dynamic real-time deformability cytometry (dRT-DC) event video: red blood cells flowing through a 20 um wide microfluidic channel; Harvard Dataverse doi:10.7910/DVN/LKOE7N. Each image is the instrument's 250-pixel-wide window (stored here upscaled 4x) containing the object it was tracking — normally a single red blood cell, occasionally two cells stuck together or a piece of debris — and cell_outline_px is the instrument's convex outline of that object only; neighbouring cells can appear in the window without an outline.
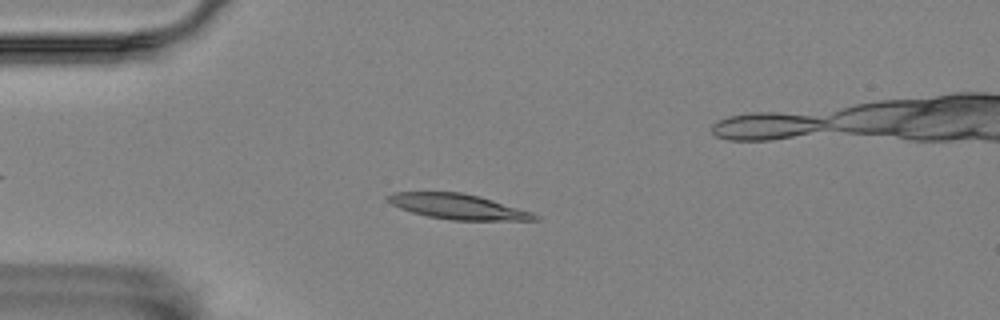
{"species": "Egyptian fruit bat (a non-hibernating species)", "species_latin": "Rousettus aegyptiacus", "temperature_condition": "room temperature", "stored_images_in_passage": 7, "camera_frame_rate_fps": 3000, "um_per_image_px": 0.085, "animal": {"sex": "female"}, "frame": {"image": 1, "passage_image": 4, "time_ms": 1.0, "image_size_px": [1000, 320], "cell_outline_px": [[540, 220], [452, 220], [428, 216], [412, 212], [400, 208], [384, 200], [384, 196], [392, 192], [460, 192], [480, 196], [532, 212], [540, 216]], "centroid_in_image_um": [38.9, 17.55], "position_along_channel_um": 46.1, "area_um2": 21.62}}